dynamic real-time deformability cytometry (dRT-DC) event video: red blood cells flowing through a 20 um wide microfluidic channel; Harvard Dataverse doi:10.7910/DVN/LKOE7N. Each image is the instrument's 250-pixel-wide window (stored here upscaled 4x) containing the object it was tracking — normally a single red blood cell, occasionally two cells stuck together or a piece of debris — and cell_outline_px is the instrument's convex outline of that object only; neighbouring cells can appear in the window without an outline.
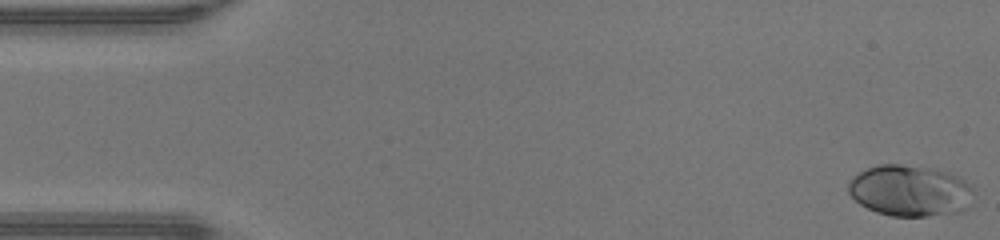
{"species": "human", "species_latin": "Homo sapiens", "temperature_condition": "warm", "stored_images_in_passage": 47, "camera_frame_rate_fps": 3000, "um_per_image_px": 0.085, "donor": {"sex": "male"}, "frame": {"image": 1, "passage_image": 1, "time_ms": 0.0, "image_size_px": [1000, 240], "cell_outline_px": [[972, 188], [968, 208], [960, 212], [924, 216], [892, 216], [876, 212], [860, 204], [848, 192], [848, 184], [860, 172], [868, 168], [880, 164], [900, 164], [928, 168], [956, 176], [964, 180]], "centroid_in_image_um": [77.33, 16.23], "position_along_channel_um": 7.7, "area_um2": 36.76}}
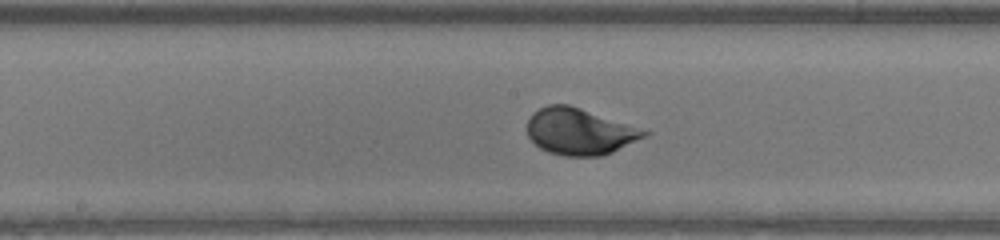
{"frame": {"image": 2, "passage_image": 24, "time_ms": 7.667, "image_size_px": [1000, 240], "cell_outline_px": [[652, 132], [648, 136], [604, 156], [564, 156], [548, 152], [540, 148], [528, 136], [528, 120], [532, 112], [548, 104], [568, 104]], "centroid_in_image_um": [49.28, 11.19], "position_along_channel_um": 198.9, "area_um2": 31.67}}
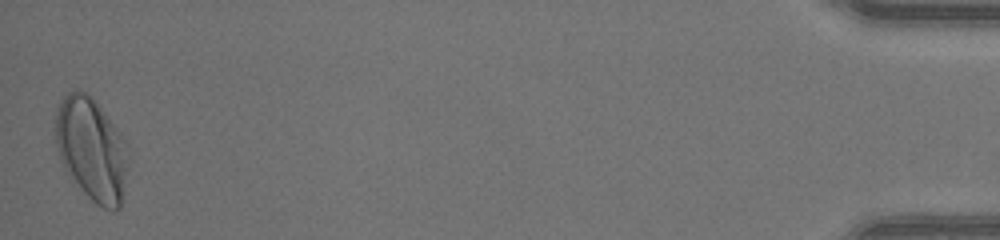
{"frame": {"image": 3, "passage_image": 47, "time_ms": 15.333, "image_size_px": [1000, 240], "cell_outline_px": [[128, 164], [120, 208], [116, 212], [112, 212], [96, 204], [72, 184], [60, 160], [56, 144], [56, 108], [60, 100], [68, 92], [76, 88], [92, 96], [120, 132], [128, 148]], "centroid_in_image_um": [7.77, 12.71], "position_along_channel_um": 427.4, "area_um2": 44.39}, "authors_computed_cell_mechanics": {"area_um2": 32.1368, "velocity_mm_per_s": 4.336, "shape_relaxation_time_tau1_ms": 2.1924, "shape_relaxation_time_tau2_ms": null, "deformation_change_tau1": 0.1471, "deformation_change_tau2": null}}